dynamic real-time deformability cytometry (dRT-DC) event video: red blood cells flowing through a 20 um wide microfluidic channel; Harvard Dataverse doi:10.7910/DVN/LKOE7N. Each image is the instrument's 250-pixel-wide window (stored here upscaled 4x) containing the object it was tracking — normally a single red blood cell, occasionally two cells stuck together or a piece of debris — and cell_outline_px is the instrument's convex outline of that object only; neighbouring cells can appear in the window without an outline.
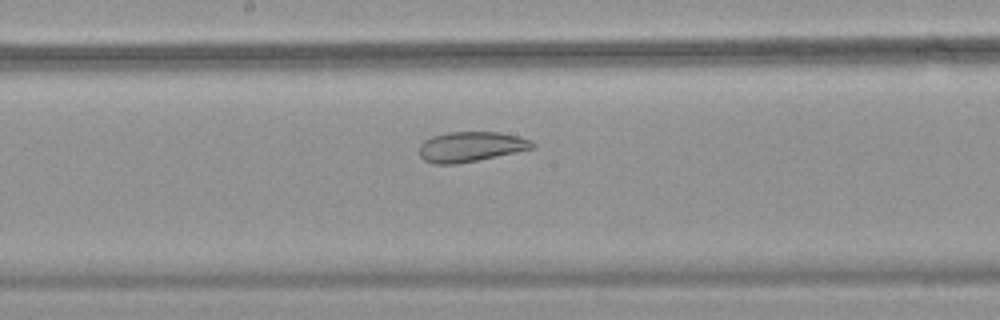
{"species": "common noctule bat (a hibernating species)", "species_latin": "Nyctalus noctula", "temperature_condition": "warm", "stored_images_in_passage": 53, "camera_frame_rate_fps": 3000, "um_per_image_px": 0.085, "animal": {"sex": "female", "body_mass_g": 18.4}, "frame": {"image": 1, "passage_image": 28, "time_ms": 9.0, "image_size_px": [1000, 320], "cell_outline_px": [[536, 148], [456, 164], [432, 164], [424, 160], [420, 156], [420, 144], [424, 140], [432, 136], [448, 132], [500, 132], [520, 136], [532, 140], [536, 144]], "centroid_in_image_um": [40.04, 12.46], "position_along_channel_um": 208.2, "area_um2": 19.94}}
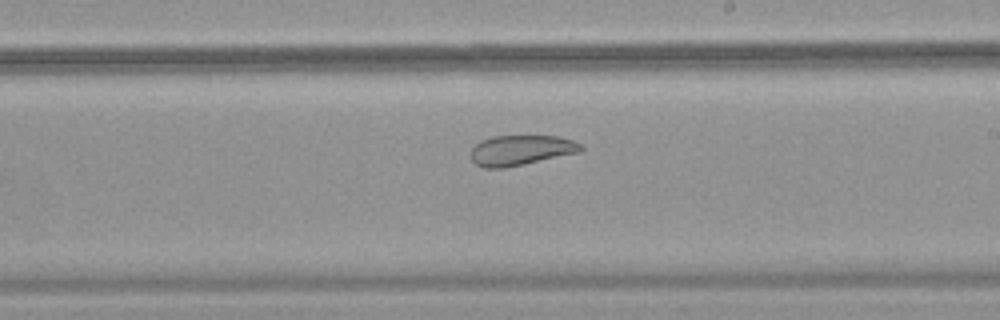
{"frame": {"image": 2, "passage_image": 31, "time_ms": 10.0, "image_size_px": [1000, 320], "cell_outline_px": [[584, 148], [580, 152], [524, 164], [504, 168], [484, 168], [476, 164], [472, 160], [472, 148], [480, 140], [492, 136], [556, 136], [572, 140], [580, 144]], "centroid_in_image_um": [44.27, 12.77], "position_along_channel_um": 244.7, "area_um2": 19.25}}
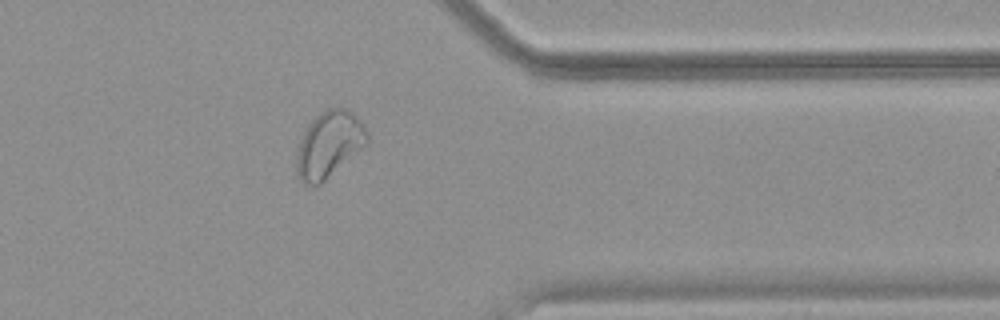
{"frame": {"image": 3, "passage_image": 43, "time_ms": 14.0, "image_size_px": [1000, 320], "cell_outline_px": [[368, 144], [320, 184], [304, 184], [296, 176], [296, 156], [300, 140], [308, 124], [320, 112], [328, 108], [348, 108], [360, 120], [368, 132]], "centroid_in_image_um": [27.97, 12.27], "position_along_channel_um": 383.4, "area_um2": 27.28}, "authors_computed_cell_mechanics": {"area_um2": 27.3394, "velocity_mm_per_s": 3.67, "shape_relaxation_time_tau1_ms": null, "shape_relaxation_time_tau2_ms": 2.9013, "deformation_change_tau1": null, "deformation_change_tau2": 0.1028}}